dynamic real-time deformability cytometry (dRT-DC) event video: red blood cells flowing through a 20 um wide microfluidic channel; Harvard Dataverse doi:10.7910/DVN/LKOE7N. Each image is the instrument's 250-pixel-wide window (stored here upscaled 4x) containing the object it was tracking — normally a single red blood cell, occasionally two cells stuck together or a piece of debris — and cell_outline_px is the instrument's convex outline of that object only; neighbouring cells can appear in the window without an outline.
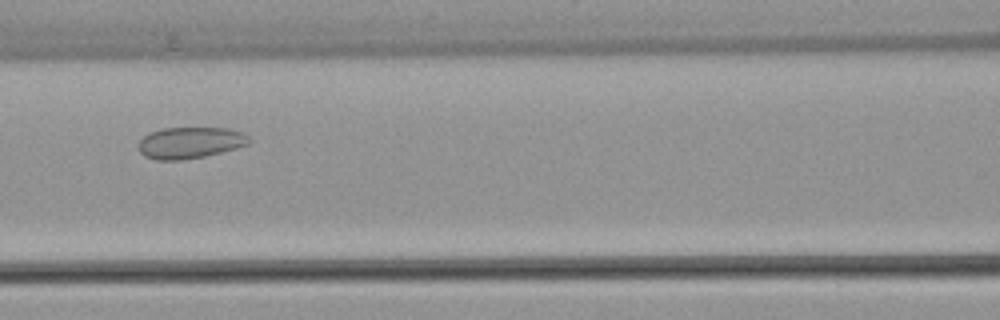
{"species": "common noctule bat (a hibernating species)", "species_latin": "Nyctalus noctula", "temperature_condition": "warm", "stored_images_in_passage": 4, "camera_frame_rate_fps": 3000, "um_per_image_px": 0.085, "animal": {"sex": "female", "body_mass_g": 22.7, "forearm_length_mm": 54.2}, "frame": {"image": 1, "passage_image": 3, "time_ms": 0.667, "image_size_px": [1000, 320], "cell_outline_px": [[252, 140], [248, 144], [236, 148], [204, 156], [184, 160], [156, 160], [144, 156], [140, 152], [140, 140], [144, 136], [160, 128], [228, 128], [244, 132]], "centroid_in_image_um": [16.18, 12.13], "position_along_channel_um": 150.4, "area_um2": 20.23}}